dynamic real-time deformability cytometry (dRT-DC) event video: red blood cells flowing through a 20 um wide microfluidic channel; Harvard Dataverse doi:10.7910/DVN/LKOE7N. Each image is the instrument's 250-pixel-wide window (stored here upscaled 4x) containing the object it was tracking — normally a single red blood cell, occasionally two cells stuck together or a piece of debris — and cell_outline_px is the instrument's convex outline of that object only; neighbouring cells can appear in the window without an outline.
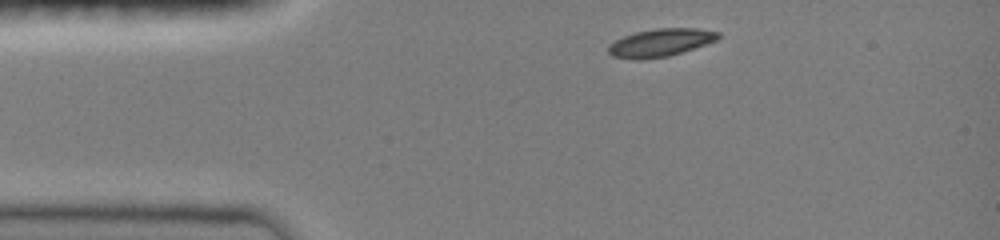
{"species": "common noctule bat (a hibernating species)", "species_latin": "Nyctalus noctula", "temperature_condition": "room temperature", "stored_images_in_passage": 30, "camera_frame_rate_fps": 3000, "um_per_image_px": 0.085, "animal": {"sex": "female", "body_mass_g": 19.0, "forearm_length_mm": 51.5}, "frame": {"image": 1, "passage_image": 1, "time_ms": 0.0, "image_size_px": [1000, 240], "cell_outline_px": [[720, 36], [716, 40], [668, 56], [640, 60], [636, 60], [612, 56], [608, 52], [608, 44], [624, 36], [636, 32], [656, 28], [696, 28], [720, 32]], "centroid_in_image_um": [56.1, 3.62], "position_along_channel_um": 28.9, "area_um2": 17.63}}
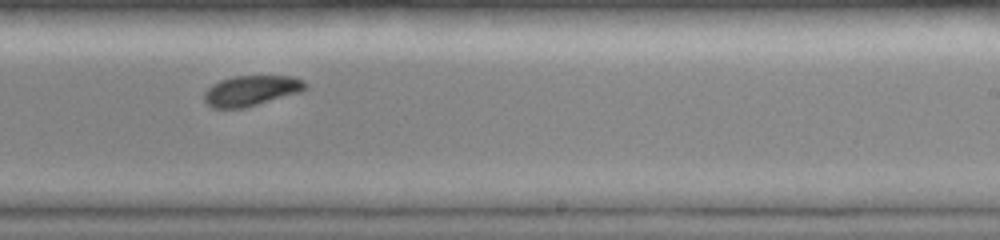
{"frame": {"image": 2, "passage_image": 17, "time_ms": 7.0, "image_size_px": [1000, 240], "cell_outline_px": [[308, 88], [300, 92], [244, 108], [212, 108], [204, 100], [204, 92], [212, 84], [220, 80], [232, 76], [292, 76], [304, 80]], "centroid_in_image_um": [21.35, 7.7], "position_along_channel_um": 267.7, "area_um2": 17.92}}
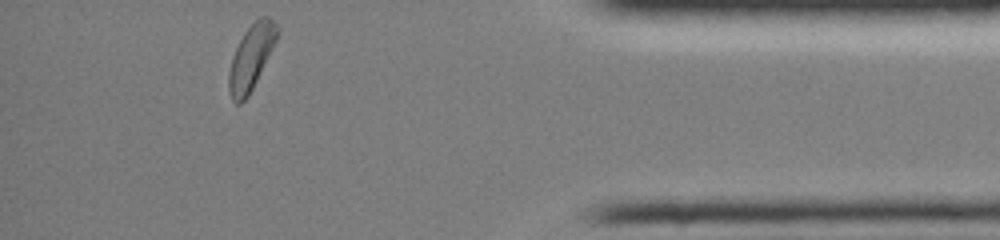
{"frame": {"image": 3, "passage_image": 30, "time_ms": 11.333, "image_size_px": [1000, 240], "cell_outline_px": [[280, 32], [248, 96], [240, 104], [236, 104], [232, 100], [228, 88], [228, 72], [232, 56], [244, 32], [260, 16], [268, 16], [280, 28]], "centroid_in_image_um": [21.33, 4.86], "position_along_channel_um": 413.9, "area_um2": 17.98}, "authors_computed_cell_mechanics": {"area_um2": 18.4382, "velocity_mm_per_s": 4.0217, "shape_relaxation_time_tau1_ms": 2.1076, "shape_relaxation_time_tau2_ms": null, "deformation_change_tau1": 0.1048, "deformation_change_tau2": null}}